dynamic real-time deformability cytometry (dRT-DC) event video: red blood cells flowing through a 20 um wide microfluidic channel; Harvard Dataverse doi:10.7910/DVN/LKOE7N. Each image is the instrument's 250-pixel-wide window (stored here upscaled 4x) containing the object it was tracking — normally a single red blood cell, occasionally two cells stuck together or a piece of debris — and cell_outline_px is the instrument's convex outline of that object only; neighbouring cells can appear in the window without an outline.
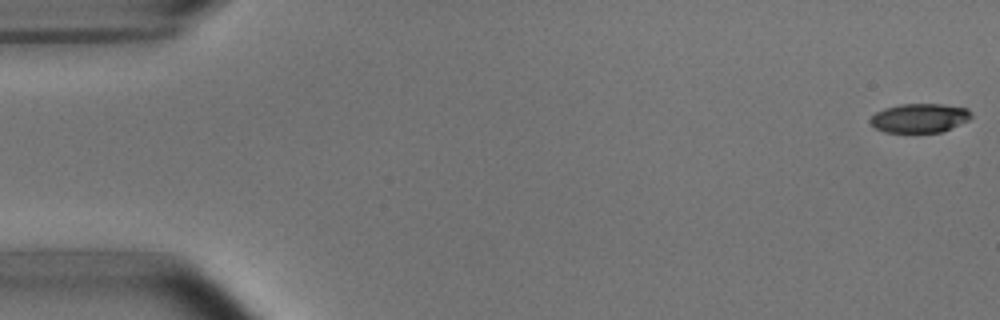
{"species": "common noctule bat (a hibernating species)", "species_latin": "Nyctalus noctula", "temperature_condition": "room temperature", "stored_images_in_passage": 52, "camera_frame_rate_fps": 3000, "um_per_image_px": 0.085, "animal": {"sex": "male", "body_mass_g": 15.6}, "frame": {"image": 1, "passage_image": 1, "time_ms": 0.0, "image_size_px": [1000, 320], "cell_outline_px": [[972, 116], [968, 120], [940, 132], [884, 132], [876, 128], [868, 120], [876, 112], [884, 108], [900, 104], [944, 104], [968, 108]], "centroid_in_image_um": [78.15, 10.02], "position_along_channel_um": 6.9, "area_um2": 16.99}}
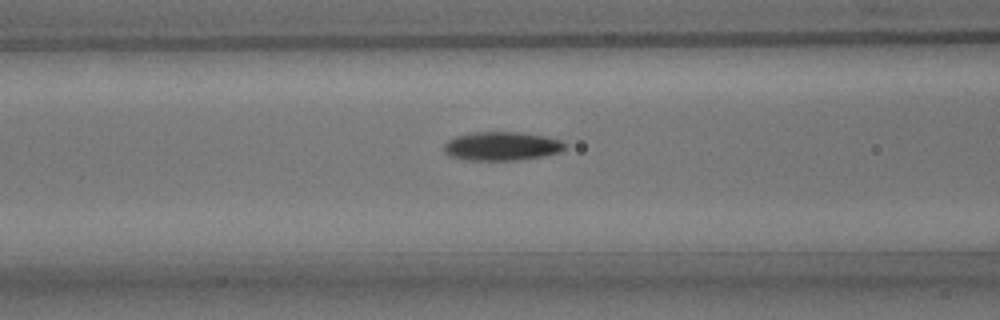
{"frame": {"image": 2, "passage_image": 21, "time_ms": 6.667, "image_size_px": [1000, 320], "cell_outline_px": [[568, 144], [560, 152], [544, 156], [516, 160], [468, 160], [448, 156], [444, 152], [444, 144], [448, 140], [456, 136], [476, 132], [520, 132], [544, 136], [564, 140]], "centroid_in_image_um": [42.67, 12.42], "position_along_channel_um": 123.9, "area_um2": 20.4}}
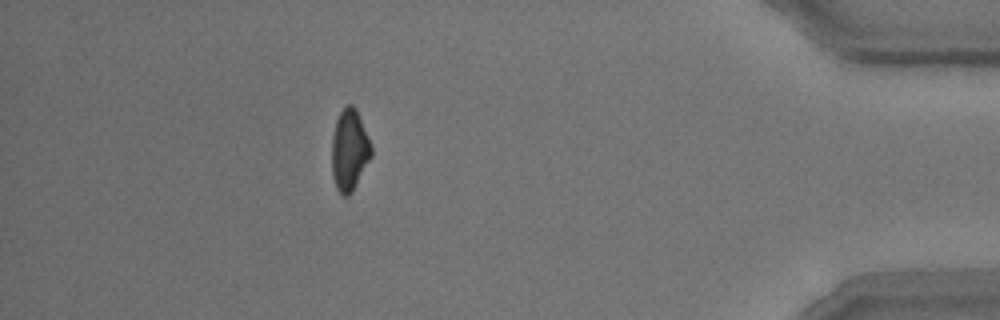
{"frame": {"image": 3, "passage_image": 47, "time_ms": 15.333, "image_size_px": [1000, 320], "cell_outline_px": [[372, 156], [352, 192], [348, 196], [344, 196], [336, 188], [332, 176], [332, 136], [336, 120], [340, 112], [348, 104], [352, 104], [356, 108], [372, 144]], "centroid_in_image_um": [29.71, 12.75], "position_along_channel_um": 405.5, "area_um2": 18.84}, "authors_computed_cell_mechanics": {"area_um2": 19.2185, "velocity_mm_per_s": 3.8103, "shape_relaxation_time_tau1_ms": 3.6617, "shape_relaxation_time_tau2_ms": 3.8595, "deformation_change_tau1": 0.1518, "deformation_change_tau2": 0.1055}}